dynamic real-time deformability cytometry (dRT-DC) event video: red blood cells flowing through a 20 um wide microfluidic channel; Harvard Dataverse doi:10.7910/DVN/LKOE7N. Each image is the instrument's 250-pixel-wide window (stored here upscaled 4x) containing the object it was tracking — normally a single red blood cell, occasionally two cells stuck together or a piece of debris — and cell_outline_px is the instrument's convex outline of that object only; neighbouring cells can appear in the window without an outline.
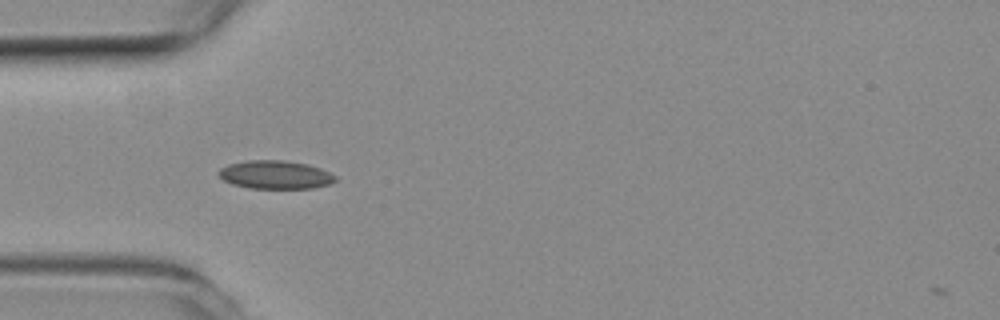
{"species": "common noctule bat (a hibernating species)", "species_latin": "Nyctalus noctula", "temperature_condition": "room temperature", "stored_images_in_passage": 40, "camera_frame_rate_fps": 3000, "um_per_image_px": 0.085, "animal": {"sex": "female", "body_mass_g": 19.3, "forearm_length_mm": 54.1}, "frame": {"image": 1, "passage_image": 2, "time_ms": 0.333, "image_size_px": [1000, 320], "cell_outline_px": [[336, 180], [328, 184], [312, 188], [248, 188], [232, 184], [224, 180], [216, 172], [220, 168], [228, 164], [248, 160], [284, 160], [308, 164], [320, 168], [336, 176]], "centroid_in_image_um": [23.37, 14.84], "position_along_channel_um": 61.6, "area_um2": 19.25}}
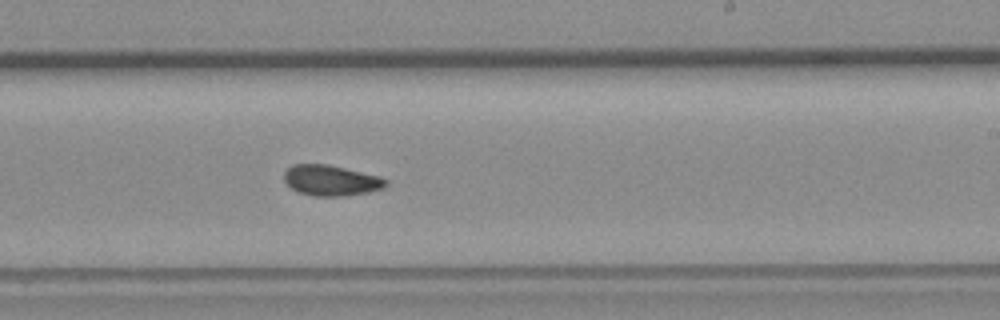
{"frame": {"image": 2, "passage_image": 18, "time_ms": 5.667, "image_size_px": [1000, 320], "cell_outline_px": [[388, 184], [384, 188], [368, 192], [344, 196], [316, 196], [300, 192], [292, 188], [284, 180], [284, 172], [292, 164], [328, 164], [380, 176], [388, 180]], "centroid_in_image_um": [28.17, 15.33], "position_along_channel_um": 260.8, "area_um2": 18.15}}
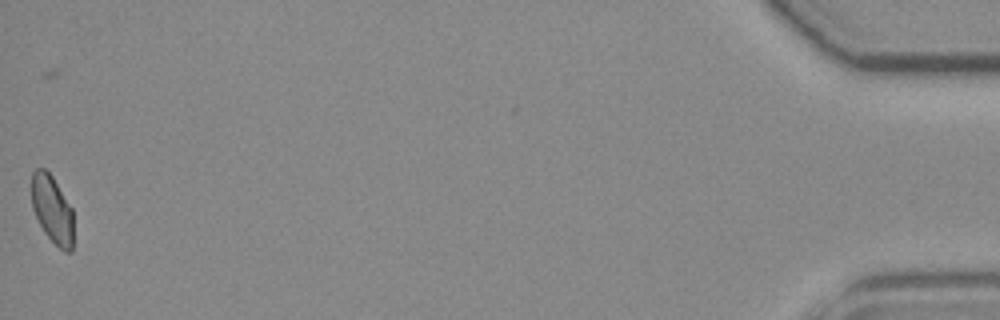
{"frame": {"image": 3, "passage_image": 40, "time_ms": 13.0, "image_size_px": [1000, 320], "cell_outline_px": [[72, 252], [64, 252], [44, 232], [32, 208], [32, 172], [36, 168], [44, 168], [52, 176], [72, 208]], "centroid_in_image_um": [4.43, 17.79], "position_along_channel_um": 430.8, "area_um2": 16.3}, "authors_computed_cell_mechanics": {"area_um2": 17.8602, "velocity_mm_per_s": 3.7606, "shape_relaxation_time_tau1_ms": null, "shape_relaxation_time_tau2_ms": 2.4953, "deformation_change_tau1": null, "deformation_change_tau2": 0.0594}}